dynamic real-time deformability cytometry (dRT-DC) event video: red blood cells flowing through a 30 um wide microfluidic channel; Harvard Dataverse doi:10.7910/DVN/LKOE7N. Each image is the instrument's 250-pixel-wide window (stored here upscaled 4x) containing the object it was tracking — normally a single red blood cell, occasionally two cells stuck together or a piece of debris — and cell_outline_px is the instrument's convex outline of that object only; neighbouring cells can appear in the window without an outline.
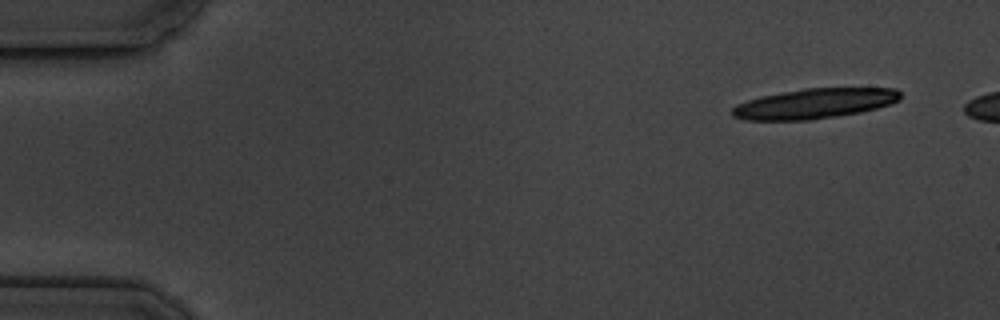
{"species": "common noctule bat (a hibernating species)", "species_latin": "Nyctalus noctula", "temperature_condition": "cold", "stored_images_in_passage": 14, "camera_frame_rate_fps": 3000, "um_per_image_px": 0.085, "animal": {"sex": "male", "body_mass_g": 19.5, "forearm_length_mm": 54.6}, "frame": {"image": 1, "passage_image": 1, "time_ms": 0.0, "image_size_px": [1000, 320], "cell_outline_px": [[900, 100], [876, 108], [860, 112], [812, 120], [744, 120], [732, 116], [732, 108], [736, 104], [760, 96], [804, 88], [896, 88], [900, 92]], "centroid_in_image_um": [69.21, 8.8], "position_along_channel_um": 15.8, "area_um2": 29.42}}
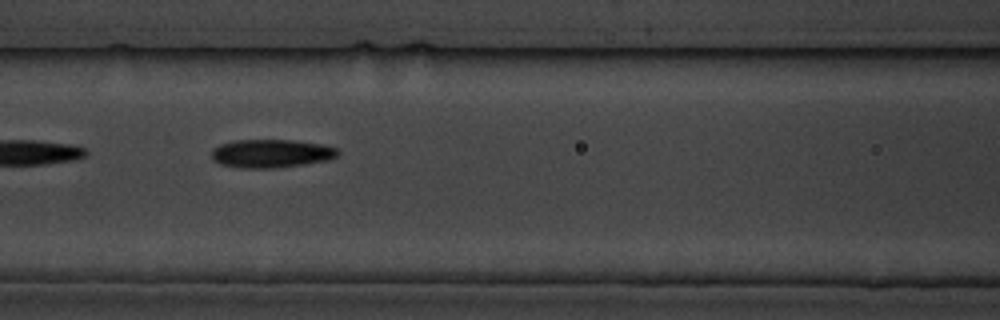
{"frame": {"image": 2, "passage_image": 7, "time_ms": 7.0, "image_size_px": [1000, 320], "cell_outline_px": [[340, 152], [336, 156], [328, 160], [304, 164], [272, 168], [240, 168], [220, 164], [212, 160], [212, 148], [220, 144], [236, 140], [292, 140], [320, 144], [336, 148]], "centroid_in_image_um": [23.01, 13.05], "position_along_channel_um": 143.6, "area_um2": 20.81}}